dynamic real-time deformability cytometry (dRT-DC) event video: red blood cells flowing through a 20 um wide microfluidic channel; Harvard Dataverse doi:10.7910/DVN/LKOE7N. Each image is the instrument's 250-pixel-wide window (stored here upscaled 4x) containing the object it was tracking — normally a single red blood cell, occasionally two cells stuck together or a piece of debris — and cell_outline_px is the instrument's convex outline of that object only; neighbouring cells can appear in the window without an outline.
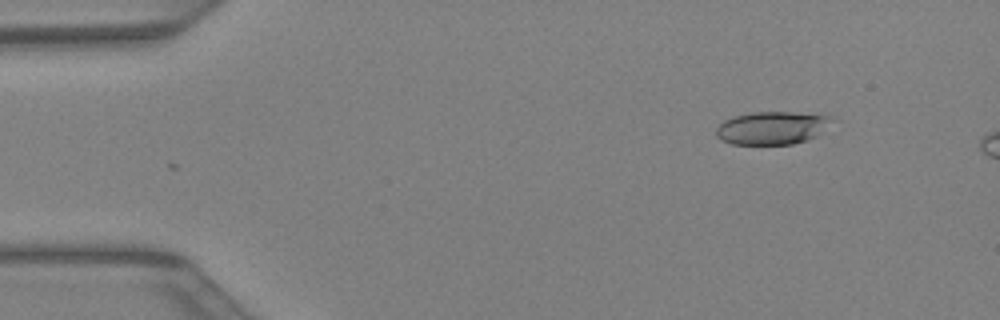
{"species": "Egyptian fruit bat (a non-hibernating species)", "species_latin": "Rousettus aegyptiacus", "temperature_condition": "warm", "stored_images_in_passage": 2, "camera_frame_rate_fps": 3000, "um_per_image_px": 0.085, "animal": {"sex": "female"}, "frame": {"image": 1, "passage_image": 2, "time_ms": 0.333, "image_size_px": [1000, 320], "cell_outline_px": [[840, 120], [816, 136], [808, 140], [792, 144], [732, 144], [720, 140], [716, 136], [716, 128], [724, 120], [732, 116], [752, 112], [792, 112], [832, 116]], "centroid_in_image_um": [65.69, 10.86], "position_along_channel_um": 19.3, "area_um2": 22.72}}